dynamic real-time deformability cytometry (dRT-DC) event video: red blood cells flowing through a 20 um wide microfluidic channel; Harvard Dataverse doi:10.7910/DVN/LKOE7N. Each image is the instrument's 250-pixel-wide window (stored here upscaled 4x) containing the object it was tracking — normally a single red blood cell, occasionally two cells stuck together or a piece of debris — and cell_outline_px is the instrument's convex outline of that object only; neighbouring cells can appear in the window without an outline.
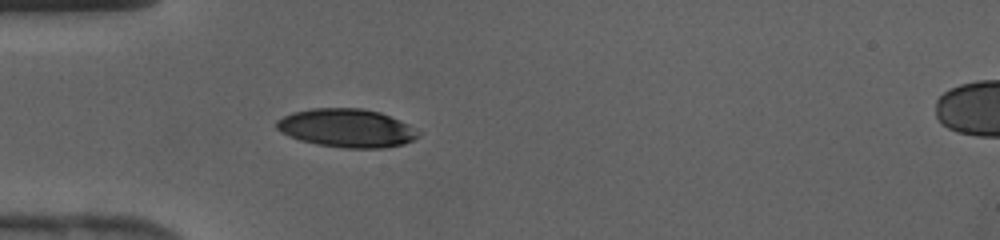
{"species": "human", "species_latin": "Homo sapiens", "temperature_condition": "cold", "stored_images_in_passage": 34, "camera_frame_rate_fps": 3000, "um_per_image_px": 0.085, "donor": {"sex": "female"}, "frame": {"image": 1, "passage_image": 6, "time_ms": 1.667, "image_size_px": [1000, 240], "cell_outline_px": [[424, 132], [420, 136], [404, 144], [384, 148], [344, 148], [316, 144], [300, 140], [288, 136], [280, 132], [276, 128], [276, 120], [292, 112], [312, 108], [360, 108], [380, 112], [408, 124]], "centroid_in_image_um": [29.48, 10.89], "position_along_channel_um": 55.5, "area_um2": 32.02}}
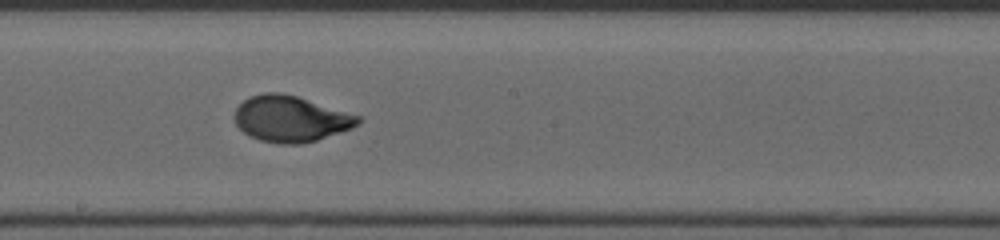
{"frame": {"image": 2, "passage_image": 17, "time_ms": 5.333, "image_size_px": [1000, 240], "cell_outline_px": [[364, 120], [360, 124], [352, 128], [316, 140], [300, 144], [280, 144], [260, 140], [248, 136], [236, 124], [232, 116], [236, 108], [248, 96], [264, 92], [280, 92], [296, 96], [364, 116]], "centroid_in_image_um": [24.73, 10.09], "position_along_channel_um": 223.5, "area_um2": 33.58}}
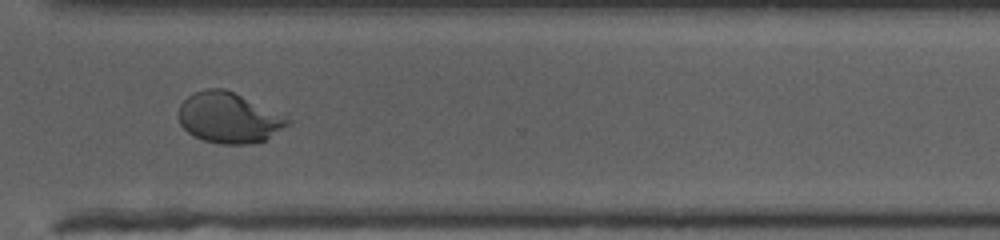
{"frame": {"image": 3, "passage_image": 25, "time_ms": 8.0, "image_size_px": [1000, 240], "cell_outline_px": [[296, 120], [292, 124], [264, 140], [252, 144], [220, 144], [204, 140], [188, 132], [180, 124], [176, 116], [180, 104], [188, 96], [196, 92], [208, 88], [224, 88]], "centroid_in_image_um": [19.48, 10.02], "position_along_channel_um": 351.1, "area_um2": 32.37}}